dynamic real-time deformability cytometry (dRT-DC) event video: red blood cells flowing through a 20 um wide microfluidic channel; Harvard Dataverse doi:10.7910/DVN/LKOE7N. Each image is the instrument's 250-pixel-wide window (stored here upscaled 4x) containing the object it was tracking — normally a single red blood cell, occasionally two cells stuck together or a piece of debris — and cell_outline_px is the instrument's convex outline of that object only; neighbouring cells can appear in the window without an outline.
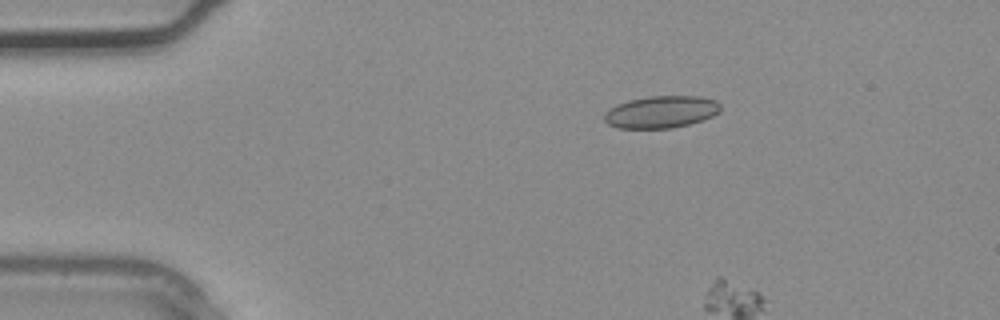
{"species": "common noctule bat (a hibernating species)", "species_latin": "Nyctalus noctula", "temperature_condition": "warm", "stored_images_in_passage": 2, "camera_frame_rate_fps": 3000, "um_per_image_px": 0.085, "animal": {"sex": "male", "body_mass_g": 20.4}, "frame": {"image": 1, "passage_image": 1, "time_ms": 0.0, "image_size_px": [1000, 320], "cell_outline_px": [[720, 112], [704, 120], [672, 128], [616, 128], [608, 124], [604, 120], [604, 112], [616, 104], [628, 100], [648, 96], [700, 96], [716, 100], [720, 104]], "centroid_in_image_um": [56.19, 9.51], "position_along_channel_um": 28.8, "area_um2": 21.96}}